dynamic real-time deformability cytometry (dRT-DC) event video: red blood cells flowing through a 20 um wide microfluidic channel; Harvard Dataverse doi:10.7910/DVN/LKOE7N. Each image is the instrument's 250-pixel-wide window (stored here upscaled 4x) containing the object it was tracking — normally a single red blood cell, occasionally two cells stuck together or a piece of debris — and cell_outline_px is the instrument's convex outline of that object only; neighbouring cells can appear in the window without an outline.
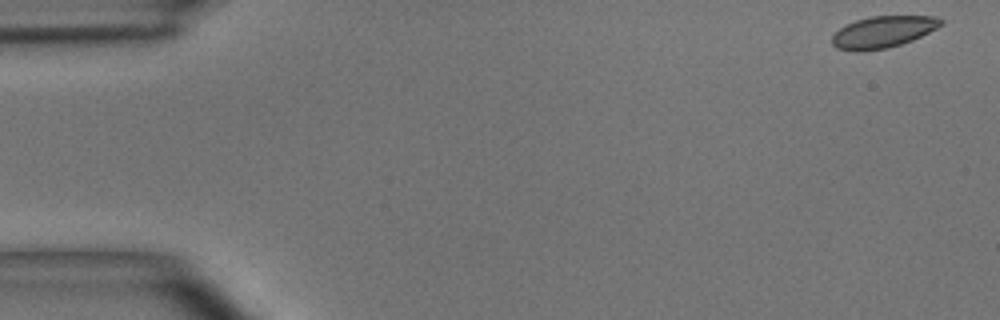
{"species": "common noctule bat (a hibernating species)", "species_latin": "Nyctalus noctula", "temperature_condition": "room temperature", "stored_images_in_passage": 10, "camera_frame_rate_fps": 3000, "um_per_image_px": 0.085, "animal": {"sex": "male", "body_mass_g": 15.6}, "frame": {"image": 1, "passage_image": 1, "time_ms": 0.0, "image_size_px": [1000, 320], "cell_outline_px": [[944, 24], [912, 40], [888, 48], [864, 52], [852, 52], [836, 48], [832, 44], [832, 36], [840, 28], [856, 20], [872, 16], [936, 16], [944, 20]], "centroid_in_image_um": [75.04, 2.73], "position_along_channel_um": 10.0, "area_um2": 20.17}}